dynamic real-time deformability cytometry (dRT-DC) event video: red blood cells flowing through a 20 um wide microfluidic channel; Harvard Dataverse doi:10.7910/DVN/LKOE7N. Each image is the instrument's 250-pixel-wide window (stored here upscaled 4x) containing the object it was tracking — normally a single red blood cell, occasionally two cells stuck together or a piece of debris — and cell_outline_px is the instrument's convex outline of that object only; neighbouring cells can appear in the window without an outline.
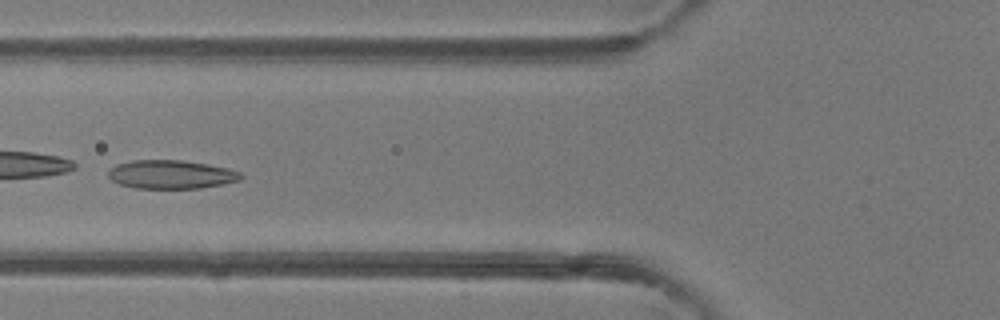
{"species": "common noctule bat (a hibernating species)", "species_latin": "Nyctalus noctula", "temperature_condition": "room temperature", "stored_images_in_passage": 45, "camera_frame_rate_fps": 3000, "um_per_image_px": 0.085, "animal": {"sex": "female"}, "frame": {"image": 1, "passage_image": 20, "time_ms": 6.333, "image_size_px": [1000, 320], "cell_outline_px": [[244, 176], [240, 180], [224, 184], [200, 188], [136, 188], [120, 184], [112, 180], [108, 176], [108, 172], [116, 164], [132, 160], [180, 160], [208, 164], [228, 168], [240, 172]], "centroid_in_image_um": [14.57, 14.82], "position_along_channel_um": 111.2, "area_um2": 22.08}}
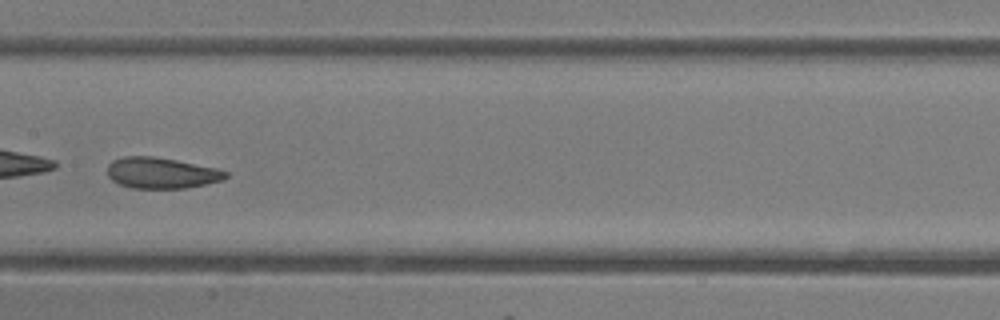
{"frame": {"image": 2, "passage_image": 26, "time_ms": 8.333, "image_size_px": [1000, 320], "cell_outline_px": [[228, 176], [224, 180], [184, 188], [132, 188], [120, 184], [112, 180], [108, 176], [108, 164], [112, 160], [124, 156], [152, 156], [176, 160], [216, 168], [228, 172]], "centroid_in_image_um": [13.71, 14.7], "position_along_channel_um": 193.7, "area_um2": 21.27}}
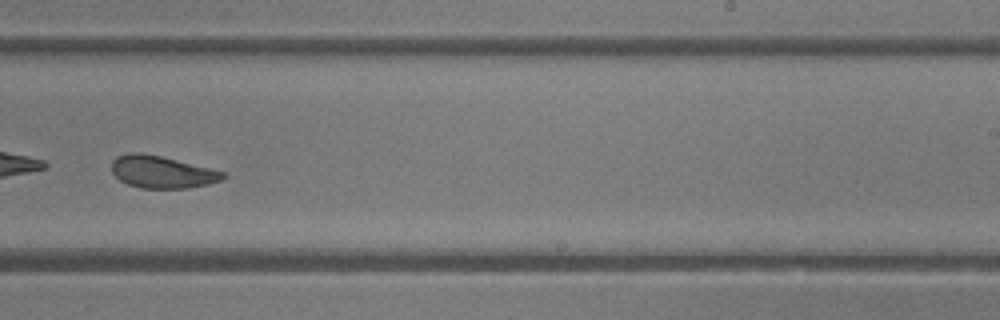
{"frame": {"image": 3, "passage_image": 32, "time_ms": 10.333, "image_size_px": [1000, 320], "cell_outline_px": [[228, 176], [220, 180], [208, 184], [188, 188], [144, 188], [128, 184], [120, 180], [112, 172], [112, 160], [116, 156], [128, 152], [140, 152], [160, 156], [224, 172]], "centroid_in_image_um": [13.73, 14.61], "position_along_channel_um": 275.3, "area_um2": 20.69}, "authors_computed_cell_mechanics": {"area_um2": 21.7328, "velocity_mm_per_s": 4.0934, "shape_relaxation_time_tau1_ms": 0.8878, "shape_relaxation_time_tau2_ms": 1.778, "deformation_change_tau1": 0.2362, "deformation_change_tau2": 0.0903}}